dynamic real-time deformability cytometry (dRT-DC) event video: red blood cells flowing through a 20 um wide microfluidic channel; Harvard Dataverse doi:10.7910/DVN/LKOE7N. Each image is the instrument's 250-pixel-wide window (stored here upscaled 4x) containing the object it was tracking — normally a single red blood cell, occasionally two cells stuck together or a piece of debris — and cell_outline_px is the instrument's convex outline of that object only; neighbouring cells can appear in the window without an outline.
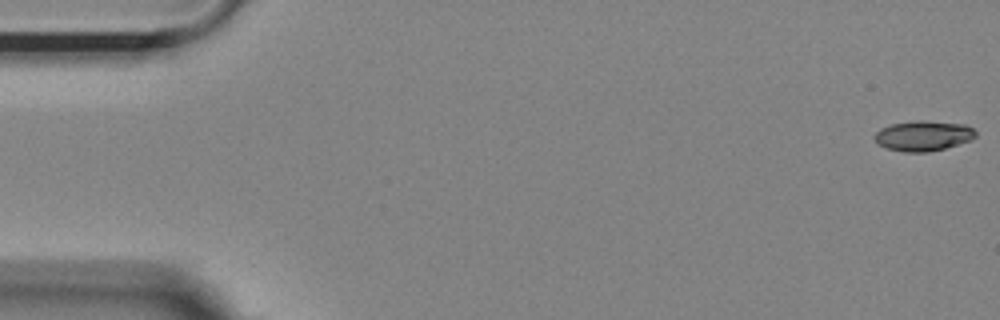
{"species": "Egyptian fruit bat (a non-hibernating species)", "species_latin": "Rousettus aegyptiacus", "temperature_condition": "room temperature", "stored_images_in_passage": 55, "camera_frame_rate_fps": 3000, "um_per_image_px": 0.085, "animal": {"sex": "female"}, "frame": {"image": 1, "passage_image": 1, "time_ms": 0.0, "image_size_px": [1000, 320], "cell_outline_px": [[976, 136], [972, 140], [944, 148], [928, 152], [904, 152], [888, 148], [876, 144], [872, 136], [880, 128], [892, 124], [916, 120], [924, 120], [964, 124], [972, 128], [976, 132]], "centroid_in_image_um": [78.45, 11.54], "position_along_channel_um": 6.6, "area_um2": 17.92}}
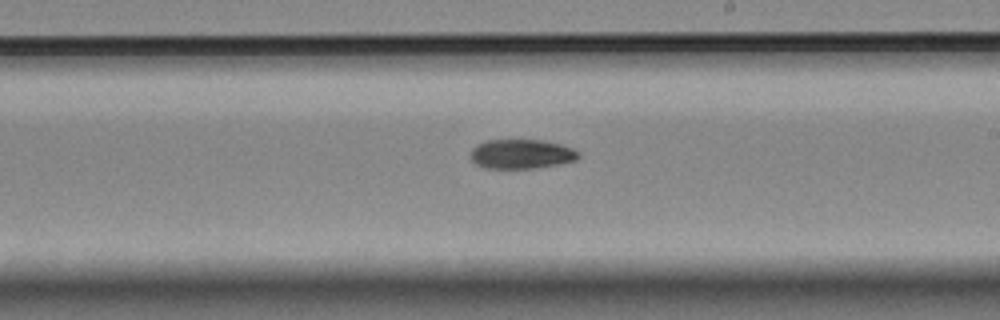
{"frame": {"image": 2, "passage_image": 32, "time_ms": 10.333, "image_size_px": [1000, 320], "cell_outline_px": [[580, 156], [576, 160], [536, 168], [484, 168], [476, 164], [472, 160], [472, 148], [476, 144], [484, 140], [540, 140], [560, 144], [572, 148], [580, 152]], "centroid_in_image_um": [44.31, 13.08], "position_along_channel_um": 244.7, "area_um2": 18.44}}
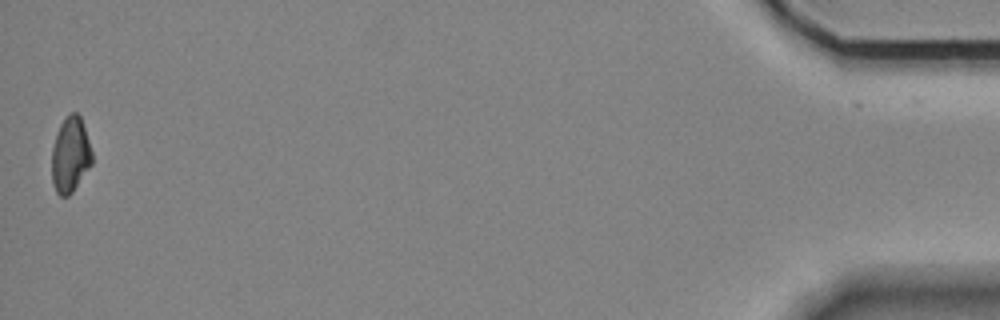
{"frame": {"image": 3, "passage_image": 55, "time_ms": 18.0, "image_size_px": [1000, 320], "cell_outline_px": [[92, 164], [72, 192], [68, 196], [60, 196], [56, 192], [52, 184], [52, 148], [56, 132], [60, 124], [68, 112], [76, 112], [80, 116], [92, 152]], "centroid_in_image_um": [5.96, 13.15], "position_along_channel_um": 429.2, "area_um2": 17.74}, "authors_computed_cell_mechanics": {"area_um2": 18.4382, "velocity_mm_per_s": 3.6166, "shape_relaxation_time_tau1_ms": 6.9159, "shape_relaxation_time_tau2_ms": null, "deformation_change_tau1": 0.1708, "deformation_change_tau2": null}}